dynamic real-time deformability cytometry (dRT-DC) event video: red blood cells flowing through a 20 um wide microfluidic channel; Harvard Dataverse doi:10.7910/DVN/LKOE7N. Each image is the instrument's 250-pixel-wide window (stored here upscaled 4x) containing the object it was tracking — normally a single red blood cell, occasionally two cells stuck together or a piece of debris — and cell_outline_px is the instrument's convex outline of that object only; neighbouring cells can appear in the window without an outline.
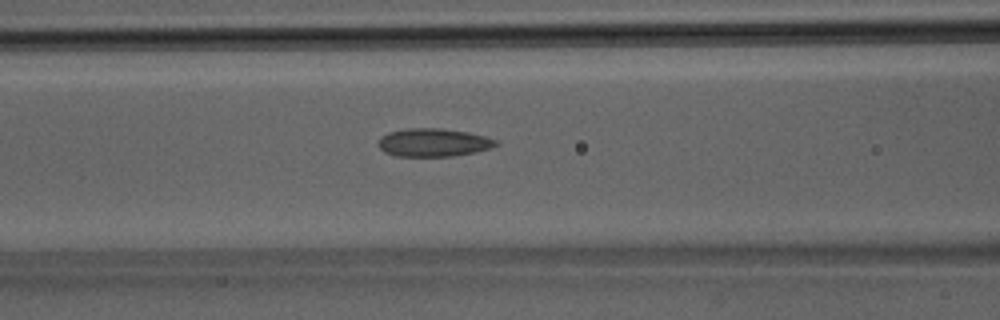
{"species": "Egyptian fruit bat (a non-hibernating species)", "species_latin": "Rousettus aegyptiacus", "temperature_condition": "room temperature", "stored_images_in_passage": 30, "camera_frame_rate_fps": 3000, "um_per_image_px": 0.085, "animal": {"sex": "male"}, "frame": {"image": 1, "passage_image": 7, "time_ms": 2.0, "image_size_px": [1000, 320], "cell_outline_px": [[500, 144], [488, 148], [472, 152], [452, 156], [396, 156], [384, 152], [376, 144], [380, 136], [388, 132], [408, 128], [440, 128], [468, 132], [500, 140]], "centroid_in_image_um": [36.8, 12.1], "position_along_channel_um": 129.8, "area_um2": 19.36}}
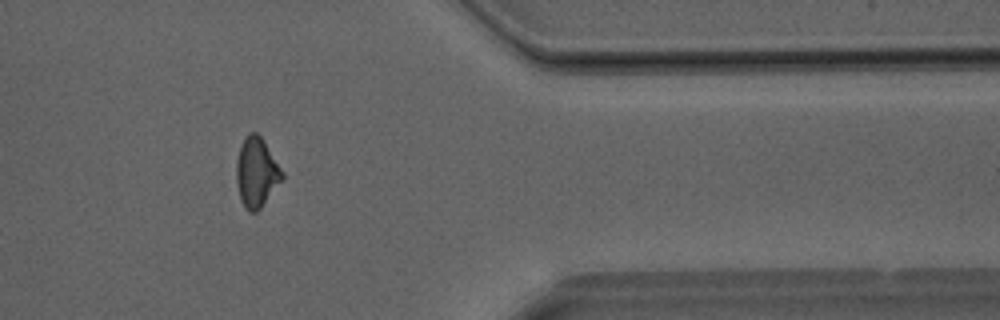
{"frame": {"image": 2, "passage_image": 23, "time_ms": 7.333, "image_size_px": [1000, 320], "cell_outline_px": [[284, 176], [260, 208], [256, 212], [248, 212], [244, 208], [240, 200], [236, 184], [236, 160], [240, 148], [248, 132], [256, 132], [264, 140], [284, 172]], "centroid_in_image_um": [21.78, 14.65], "position_along_channel_um": 389.6, "area_um2": 18.55}}
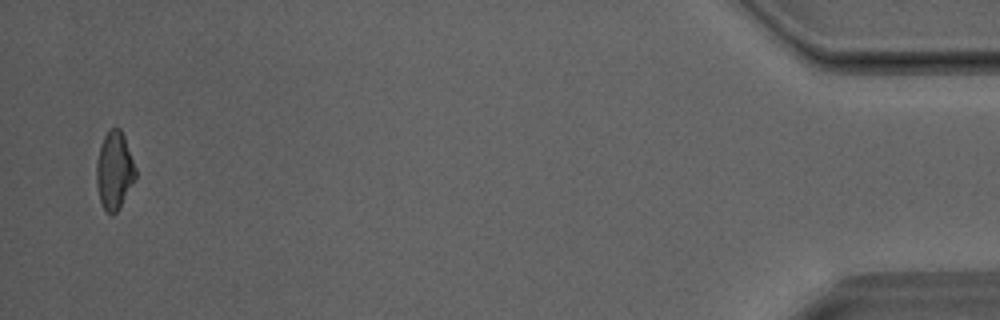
{"frame": {"image": 3, "passage_image": 29, "time_ms": 9.333, "image_size_px": [1000, 320], "cell_outline_px": [[136, 180], [116, 212], [112, 216], [104, 208], [100, 200], [96, 184], [96, 164], [100, 148], [104, 136], [112, 128], [120, 128], [124, 136], [136, 168]], "centroid_in_image_um": [9.73, 14.51], "position_along_channel_um": 425.5, "area_um2": 17.57}}